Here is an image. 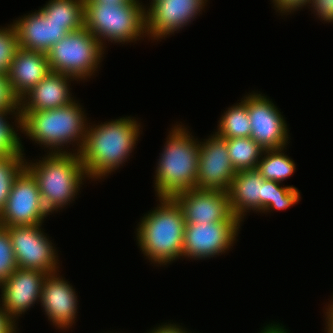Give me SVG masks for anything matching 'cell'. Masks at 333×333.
Segmentation results:
<instances>
[{
    "mask_svg": "<svg viewBox=\"0 0 333 333\" xmlns=\"http://www.w3.org/2000/svg\"><path fill=\"white\" fill-rule=\"evenodd\" d=\"M139 125L130 117L116 119L90 128L82 148L78 150L80 161L89 177H102L128 157L139 136Z\"/></svg>",
    "mask_w": 333,
    "mask_h": 333,
    "instance_id": "1",
    "label": "cell"
},
{
    "mask_svg": "<svg viewBox=\"0 0 333 333\" xmlns=\"http://www.w3.org/2000/svg\"><path fill=\"white\" fill-rule=\"evenodd\" d=\"M159 199L161 205L142 219L137 239L148 258L166 264L182 256L186 222L173 198Z\"/></svg>",
    "mask_w": 333,
    "mask_h": 333,
    "instance_id": "2",
    "label": "cell"
},
{
    "mask_svg": "<svg viewBox=\"0 0 333 333\" xmlns=\"http://www.w3.org/2000/svg\"><path fill=\"white\" fill-rule=\"evenodd\" d=\"M156 170V191L159 198L195 189L200 144L182 127H174Z\"/></svg>",
    "mask_w": 333,
    "mask_h": 333,
    "instance_id": "3",
    "label": "cell"
},
{
    "mask_svg": "<svg viewBox=\"0 0 333 333\" xmlns=\"http://www.w3.org/2000/svg\"><path fill=\"white\" fill-rule=\"evenodd\" d=\"M49 155L35 165L26 162L25 168L36 179L42 202L48 213H52L75 197L82 176L87 174L78 153L55 150Z\"/></svg>",
    "mask_w": 333,
    "mask_h": 333,
    "instance_id": "4",
    "label": "cell"
},
{
    "mask_svg": "<svg viewBox=\"0 0 333 333\" xmlns=\"http://www.w3.org/2000/svg\"><path fill=\"white\" fill-rule=\"evenodd\" d=\"M75 102L68 105L41 111H19L20 127L33 140L55 148L72 140H81L80 149L87 130L84 128V115ZM80 138V139H78Z\"/></svg>",
    "mask_w": 333,
    "mask_h": 333,
    "instance_id": "5",
    "label": "cell"
},
{
    "mask_svg": "<svg viewBox=\"0 0 333 333\" xmlns=\"http://www.w3.org/2000/svg\"><path fill=\"white\" fill-rule=\"evenodd\" d=\"M138 3L84 2V27L101 45V37L115 43L136 40L146 33V12Z\"/></svg>",
    "mask_w": 333,
    "mask_h": 333,
    "instance_id": "6",
    "label": "cell"
},
{
    "mask_svg": "<svg viewBox=\"0 0 333 333\" xmlns=\"http://www.w3.org/2000/svg\"><path fill=\"white\" fill-rule=\"evenodd\" d=\"M102 49L86 27L69 32L47 52L50 69L75 79L88 77L97 68Z\"/></svg>",
    "mask_w": 333,
    "mask_h": 333,
    "instance_id": "7",
    "label": "cell"
},
{
    "mask_svg": "<svg viewBox=\"0 0 333 333\" xmlns=\"http://www.w3.org/2000/svg\"><path fill=\"white\" fill-rule=\"evenodd\" d=\"M49 214L46 210L38 184L33 175L24 168L14 179L10 194L0 212L3 227L41 224Z\"/></svg>",
    "mask_w": 333,
    "mask_h": 333,
    "instance_id": "8",
    "label": "cell"
},
{
    "mask_svg": "<svg viewBox=\"0 0 333 333\" xmlns=\"http://www.w3.org/2000/svg\"><path fill=\"white\" fill-rule=\"evenodd\" d=\"M40 226L41 224L7 227L17 266L54 273L57 265L55 252L52 243L39 229Z\"/></svg>",
    "mask_w": 333,
    "mask_h": 333,
    "instance_id": "9",
    "label": "cell"
},
{
    "mask_svg": "<svg viewBox=\"0 0 333 333\" xmlns=\"http://www.w3.org/2000/svg\"><path fill=\"white\" fill-rule=\"evenodd\" d=\"M239 219L222 222L185 224L182 256L207 258L224 252L235 240Z\"/></svg>",
    "mask_w": 333,
    "mask_h": 333,
    "instance_id": "10",
    "label": "cell"
},
{
    "mask_svg": "<svg viewBox=\"0 0 333 333\" xmlns=\"http://www.w3.org/2000/svg\"><path fill=\"white\" fill-rule=\"evenodd\" d=\"M236 173L226 139L215 134L200 144L196 189L228 192Z\"/></svg>",
    "mask_w": 333,
    "mask_h": 333,
    "instance_id": "11",
    "label": "cell"
},
{
    "mask_svg": "<svg viewBox=\"0 0 333 333\" xmlns=\"http://www.w3.org/2000/svg\"><path fill=\"white\" fill-rule=\"evenodd\" d=\"M180 206L186 224H204L238 219L232 214L228 192L190 189L172 197Z\"/></svg>",
    "mask_w": 333,
    "mask_h": 333,
    "instance_id": "12",
    "label": "cell"
},
{
    "mask_svg": "<svg viewBox=\"0 0 333 333\" xmlns=\"http://www.w3.org/2000/svg\"><path fill=\"white\" fill-rule=\"evenodd\" d=\"M247 112L251 123L250 137L264 150L282 148L286 145V123L271 101L261 94L249 95Z\"/></svg>",
    "mask_w": 333,
    "mask_h": 333,
    "instance_id": "13",
    "label": "cell"
},
{
    "mask_svg": "<svg viewBox=\"0 0 333 333\" xmlns=\"http://www.w3.org/2000/svg\"><path fill=\"white\" fill-rule=\"evenodd\" d=\"M47 274L37 269L18 267L0 284L3 287L2 308L12 319L26 311L37 299H41Z\"/></svg>",
    "mask_w": 333,
    "mask_h": 333,
    "instance_id": "14",
    "label": "cell"
},
{
    "mask_svg": "<svg viewBox=\"0 0 333 333\" xmlns=\"http://www.w3.org/2000/svg\"><path fill=\"white\" fill-rule=\"evenodd\" d=\"M204 6V0H155L146 12V32L162 38L183 28Z\"/></svg>",
    "mask_w": 333,
    "mask_h": 333,
    "instance_id": "15",
    "label": "cell"
},
{
    "mask_svg": "<svg viewBox=\"0 0 333 333\" xmlns=\"http://www.w3.org/2000/svg\"><path fill=\"white\" fill-rule=\"evenodd\" d=\"M13 26L19 48L44 53L70 32L66 23L49 21L40 10L16 21Z\"/></svg>",
    "mask_w": 333,
    "mask_h": 333,
    "instance_id": "16",
    "label": "cell"
},
{
    "mask_svg": "<svg viewBox=\"0 0 333 333\" xmlns=\"http://www.w3.org/2000/svg\"><path fill=\"white\" fill-rule=\"evenodd\" d=\"M51 72L47 53L19 48L7 72L12 92L20 100L26 99L39 81Z\"/></svg>",
    "mask_w": 333,
    "mask_h": 333,
    "instance_id": "17",
    "label": "cell"
},
{
    "mask_svg": "<svg viewBox=\"0 0 333 333\" xmlns=\"http://www.w3.org/2000/svg\"><path fill=\"white\" fill-rule=\"evenodd\" d=\"M41 305H43L48 318L64 328L74 323L77 311V299L72 286L63 279L48 273L42 287Z\"/></svg>",
    "mask_w": 333,
    "mask_h": 333,
    "instance_id": "18",
    "label": "cell"
},
{
    "mask_svg": "<svg viewBox=\"0 0 333 333\" xmlns=\"http://www.w3.org/2000/svg\"><path fill=\"white\" fill-rule=\"evenodd\" d=\"M69 77L71 79V76L63 73L49 72L25 94V96L28 95L29 100L26 101L29 102L20 100L22 106L19 107V111L51 110L72 103L67 84Z\"/></svg>",
    "mask_w": 333,
    "mask_h": 333,
    "instance_id": "19",
    "label": "cell"
},
{
    "mask_svg": "<svg viewBox=\"0 0 333 333\" xmlns=\"http://www.w3.org/2000/svg\"><path fill=\"white\" fill-rule=\"evenodd\" d=\"M264 178L256 169L238 171L228 190L232 214L239 220L245 209L263 211Z\"/></svg>",
    "mask_w": 333,
    "mask_h": 333,
    "instance_id": "20",
    "label": "cell"
},
{
    "mask_svg": "<svg viewBox=\"0 0 333 333\" xmlns=\"http://www.w3.org/2000/svg\"><path fill=\"white\" fill-rule=\"evenodd\" d=\"M40 11L49 21L66 23L70 32L84 27V0H51Z\"/></svg>",
    "mask_w": 333,
    "mask_h": 333,
    "instance_id": "21",
    "label": "cell"
},
{
    "mask_svg": "<svg viewBox=\"0 0 333 333\" xmlns=\"http://www.w3.org/2000/svg\"><path fill=\"white\" fill-rule=\"evenodd\" d=\"M231 164L236 172L256 169L264 149L251 137L226 139ZM260 155V156H259Z\"/></svg>",
    "mask_w": 333,
    "mask_h": 333,
    "instance_id": "22",
    "label": "cell"
},
{
    "mask_svg": "<svg viewBox=\"0 0 333 333\" xmlns=\"http://www.w3.org/2000/svg\"><path fill=\"white\" fill-rule=\"evenodd\" d=\"M218 129L217 135L224 139L250 137L251 123L247 112V97L239 105L225 112Z\"/></svg>",
    "mask_w": 333,
    "mask_h": 333,
    "instance_id": "23",
    "label": "cell"
},
{
    "mask_svg": "<svg viewBox=\"0 0 333 333\" xmlns=\"http://www.w3.org/2000/svg\"><path fill=\"white\" fill-rule=\"evenodd\" d=\"M283 148L264 150L268 154L263 159H260L256 167V170L264 179L280 183L293 174L295 164L281 152Z\"/></svg>",
    "mask_w": 333,
    "mask_h": 333,
    "instance_id": "24",
    "label": "cell"
},
{
    "mask_svg": "<svg viewBox=\"0 0 333 333\" xmlns=\"http://www.w3.org/2000/svg\"><path fill=\"white\" fill-rule=\"evenodd\" d=\"M300 193L293 186L280 187L279 182L264 179L263 210L287 209L300 200Z\"/></svg>",
    "mask_w": 333,
    "mask_h": 333,
    "instance_id": "25",
    "label": "cell"
},
{
    "mask_svg": "<svg viewBox=\"0 0 333 333\" xmlns=\"http://www.w3.org/2000/svg\"><path fill=\"white\" fill-rule=\"evenodd\" d=\"M22 155V152L0 155V212L7 202L14 179L25 168Z\"/></svg>",
    "mask_w": 333,
    "mask_h": 333,
    "instance_id": "26",
    "label": "cell"
},
{
    "mask_svg": "<svg viewBox=\"0 0 333 333\" xmlns=\"http://www.w3.org/2000/svg\"><path fill=\"white\" fill-rule=\"evenodd\" d=\"M18 49L19 43L13 24L10 28L0 29V74L7 75Z\"/></svg>",
    "mask_w": 333,
    "mask_h": 333,
    "instance_id": "27",
    "label": "cell"
},
{
    "mask_svg": "<svg viewBox=\"0 0 333 333\" xmlns=\"http://www.w3.org/2000/svg\"><path fill=\"white\" fill-rule=\"evenodd\" d=\"M17 261L7 227L0 225V284L17 269Z\"/></svg>",
    "mask_w": 333,
    "mask_h": 333,
    "instance_id": "28",
    "label": "cell"
},
{
    "mask_svg": "<svg viewBox=\"0 0 333 333\" xmlns=\"http://www.w3.org/2000/svg\"><path fill=\"white\" fill-rule=\"evenodd\" d=\"M6 114L0 111V155L19 154L22 146L14 128L3 119Z\"/></svg>",
    "mask_w": 333,
    "mask_h": 333,
    "instance_id": "29",
    "label": "cell"
},
{
    "mask_svg": "<svg viewBox=\"0 0 333 333\" xmlns=\"http://www.w3.org/2000/svg\"><path fill=\"white\" fill-rule=\"evenodd\" d=\"M18 106H20V101L12 92L7 75L0 74V111L10 113L19 109Z\"/></svg>",
    "mask_w": 333,
    "mask_h": 333,
    "instance_id": "30",
    "label": "cell"
},
{
    "mask_svg": "<svg viewBox=\"0 0 333 333\" xmlns=\"http://www.w3.org/2000/svg\"><path fill=\"white\" fill-rule=\"evenodd\" d=\"M312 6L319 17L325 21L333 22V0H311Z\"/></svg>",
    "mask_w": 333,
    "mask_h": 333,
    "instance_id": "31",
    "label": "cell"
},
{
    "mask_svg": "<svg viewBox=\"0 0 333 333\" xmlns=\"http://www.w3.org/2000/svg\"><path fill=\"white\" fill-rule=\"evenodd\" d=\"M275 3V6L280 10L281 12H290L296 8H299L301 6H304L306 4H310L311 0H273Z\"/></svg>",
    "mask_w": 333,
    "mask_h": 333,
    "instance_id": "32",
    "label": "cell"
},
{
    "mask_svg": "<svg viewBox=\"0 0 333 333\" xmlns=\"http://www.w3.org/2000/svg\"><path fill=\"white\" fill-rule=\"evenodd\" d=\"M14 320L0 308V333H15Z\"/></svg>",
    "mask_w": 333,
    "mask_h": 333,
    "instance_id": "33",
    "label": "cell"
},
{
    "mask_svg": "<svg viewBox=\"0 0 333 333\" xmlns=\"http://www.w3.org/2000/svg\"><path fill=\"white\" fill-rule=\"evenodd\" d=\"M151 333H186L181 328L176 327V325H163L158 327V329L153 330Z\"/></svg>",
    "mask_w": 333,
    "mask_h": 333,
    "instance_id": "34",
    "label": "cell"
},
{
    "mask_svg": "<svg viewBox=\"0 0 333 333\" xmlns=\"http://www.w3.org/2000/svg\"><path fill=\"white\" fill-rule=\"evenodd\" d=\"M84 2H102L109 4H120V3H137L136 0H84Z\"/></svg>",
    "mask_w": 333,
    "mask_h": 333,
    "instance_id": "35",
    "label": "cell"
},
{
    "mask_svg": "<svg viewBox=\"0 0 333 333\" xmlns=\"http://www.w3.org/2000/svg\"><path fill=\"white\" fill-rule=\"evenodd\" d=\"M261 333H287L285 332V329L283 327H280L279 325H270L264 328V330Z\"/></svg>",
    "mask_w": 333,
    "mask_h": 333,
    "instance_id": "36",
    "label": "cell"
},
{
    "mask_svg": "<svg viewBox=\"0 0 333 333\" xmlns=\"http://www.w3.org/2000/svg\"><path fill=\"white\" fill-rule=\"evenodd\" d=\"M328 311H327V318H328L327 330H328V333H333V303H332V305H330V308Z\"/></svg>",
    "mask_w": 333,
    "mask_h": 333,
    "instance_id": "37",
    "label": "cell"
}]
</instances>
